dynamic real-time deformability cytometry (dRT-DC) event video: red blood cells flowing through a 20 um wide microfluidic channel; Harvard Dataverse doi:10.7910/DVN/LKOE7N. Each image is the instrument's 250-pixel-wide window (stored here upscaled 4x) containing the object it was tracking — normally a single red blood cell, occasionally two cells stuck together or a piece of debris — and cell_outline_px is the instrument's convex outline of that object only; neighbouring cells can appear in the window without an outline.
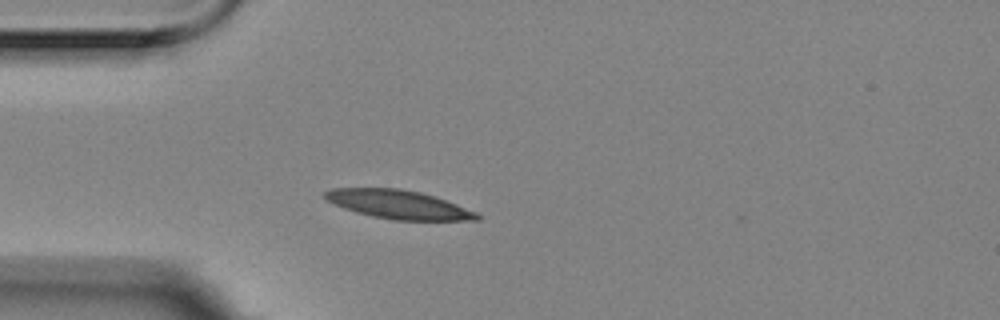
{"species": "Egyptian fruit bat (a non-hibernating species)", "species_latin": "Rousettus aegyptiacus", "temperature_condition": "room temperature", "stored_images_in_passage": 43, "camera_frame_rate_fps": 3000, "um_per_image_px": 0.085, "animal": {"sex": "female"}, "frame": {"image": 1, "passage_image": 1, "time_ms": 0.0, "image_size_px": [1000, 320], "cell_outline_px": [[480, 220], [392, 220], [372, 216], [356, 212], [344, 208], [328, 200], [324, 196], [324, 192], [332, 188], [400, 188], [420, 192], [436, 196], [476, 212], [480, 216]], "centroid_in_image_um": [33.89, 17.38], "position_along_channel_um": 51.1, "area_um2": 25.26}}
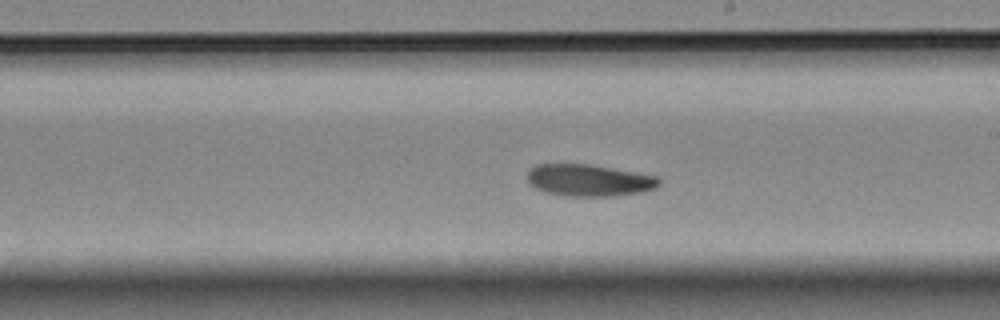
{"frame": {"image": 2, "passage_image": 18, "time_ms": 5.667, "image_size_px": [1000, 320], "cell_outline_px": [[660, 184], [656, 188], [640, 192], [612, 196], [564, 196], [544, 192], [536, 188], [528, 180], [528, 168], [536, 164], [588, 164], [656, 176], [660, 180]], "centroid_in_image_um": [50.03, 15.33], "position_along_channel_um": 239.0, "area_um2": 24.33}}
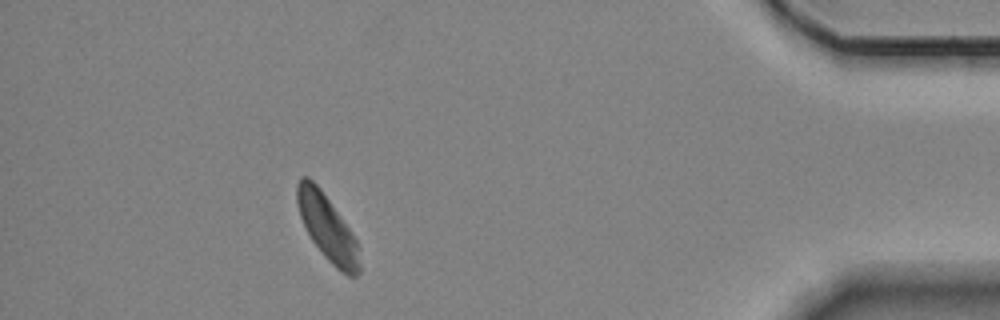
{"frame": {"image": 3, "passage_image": 37, "time_ms": 12.0, "image_size_px": [1000, 320], "cell_outline_px": [[360, 272], [356, 276], [348, 276], [336, 268], [324, 256], [312, 240], [300, 216], [296, 200], [296, 184], [300, 176], [308, 176], [320, 188], [352, 232], [356, 240], [360, 264]], "centroid_in_image_um": [27.81, 19.34], "position_along_channel_um": 407.4, "area_um2": 23.64}, "authors_computed_cell_mechanics": {"area_um2": 24.6228, "velocity_mm_per_s": 3.4674, "shape_relaxation_time_tau1_ms": 5.6822, "shape_relaxation_time_tau2_ms": null, "deformation_change_tau1": 0.1265, "deformation_change_tau2": null}}